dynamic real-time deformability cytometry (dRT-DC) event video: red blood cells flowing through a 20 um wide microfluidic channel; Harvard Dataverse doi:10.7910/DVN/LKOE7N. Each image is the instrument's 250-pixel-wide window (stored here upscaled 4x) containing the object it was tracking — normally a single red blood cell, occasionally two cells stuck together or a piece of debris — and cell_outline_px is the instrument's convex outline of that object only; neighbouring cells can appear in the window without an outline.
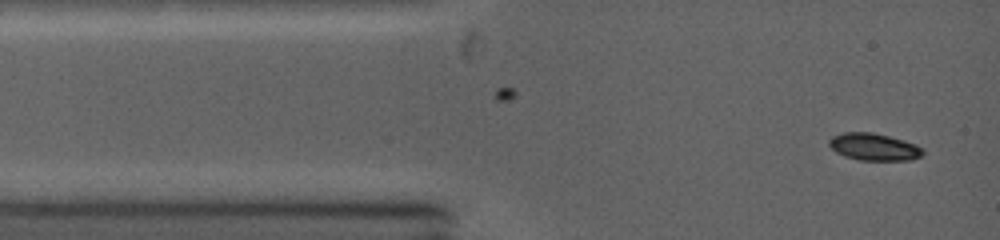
{"species": "common noctule bat (a hibernating species)", "species_latin": "Nyctalus noctula", "temperature_condition": "warm", "stored_images_in_passage": 6, "camera_frame_rate_fps": 5000, "um_per_image_px": 0.085, "animal": {"sex": "female", "body_mass_g": 19.0, "forearm_length_mm": 53.3}, "frame": {"image": 1, "passage_image": 1, "time_ms": 0.0, "image_size_px": [1000, 240], "cell_outline_px": [[924, 152], [920, 156], [908, 160], [860, 160], [844, 156], [836, 152], [828, 144], [828, 140], [832, 136], [844, 132], [872, 132], [904, 140], [916, 144], [924, 148]], "centroid_in_image_um": [74.28, 12.48], "position_along_channel_um": 10.7, "area_um2": 14.85}}
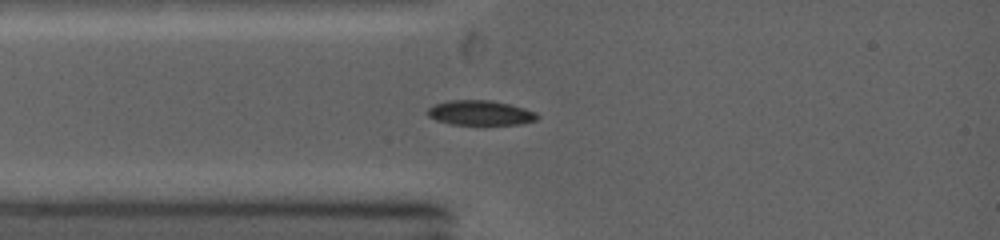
{"frame": {"image": 2, "passage_image": 4, "time_ms": 1.8, "image_size_px": [1000, 240], "cell_outline_px": [[540, 116], [536, 120], [520, 124], [452, 124], [436, 120], [428, 116], [424, 112], [428, 108], [436, 104], [452, 100], [488, 100], [508, 104], [524, 108], [536, 112]], "centroid_in_image_um": [40.81, 9.59], "position_along_channel_um": 44.2, "area_um2": 15.72}}